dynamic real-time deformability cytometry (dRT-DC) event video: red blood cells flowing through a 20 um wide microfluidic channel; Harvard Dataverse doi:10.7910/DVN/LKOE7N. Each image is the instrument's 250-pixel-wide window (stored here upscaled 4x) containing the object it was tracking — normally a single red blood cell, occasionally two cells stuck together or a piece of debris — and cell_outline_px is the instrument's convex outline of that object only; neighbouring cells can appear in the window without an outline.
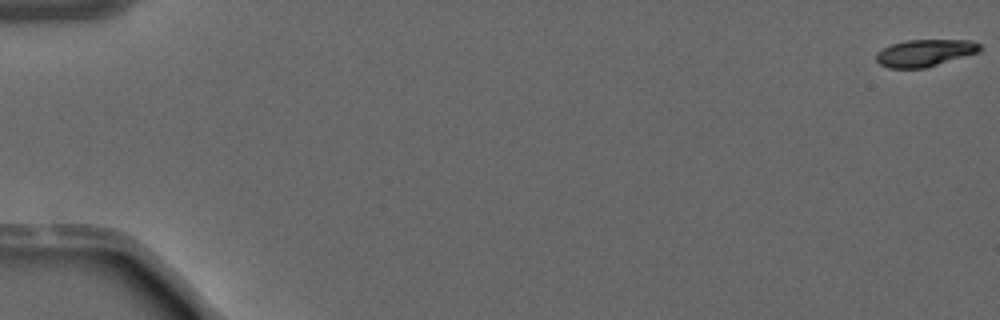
{"species": "common noctule bat (a hibernating species)", "species_latin": "Nyctalus noctula", "temperature_condition": "warm", "stored_images_in_passage": 52, "camera_frame_rate_fps": 3000, "um_per_image_px": 0.085, "animal": {"sex": "male", "forearm_length_mm": 52.5}, "frame": {"image": 1, "passage_image": 1, "time_ms": 0.0, "image_size_px": [1000, 320], "cell_outline_px": [[980, 52], [924, 68], [888, 68], [880, 64], [876, 60], [876, 52], [892, 44], [908, 40], [972, 40], [980, 44]], "centroid_in_image_um": [78.62, 4.5], "position_along_channel_um": 6.4, "area_um2": 16.24}}
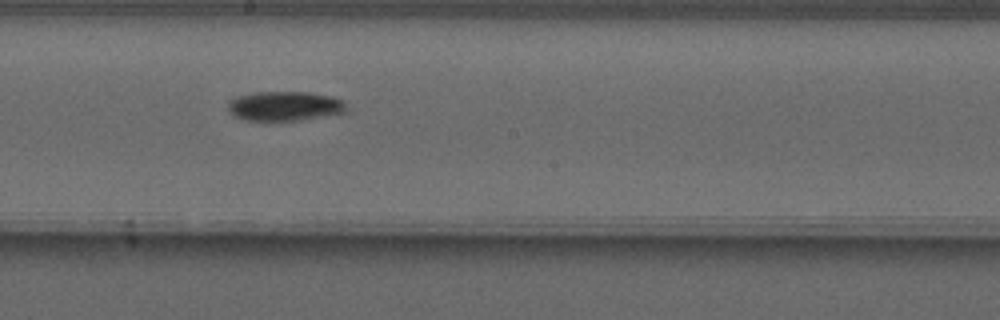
{"frame": {"image": 2, "passage_image": 30, "time_ms": 9.667, "image_size_px": [1000, 320], "cell_outline_px": [[348, 108], [344, 112], [324, 116], [300, 120], [244, 120], [236, 116], [228, 108], [228, 104], [236, 96], [256, 92], [308, 92], [332, 96], [344, 100]], "centroid_in_image_um": [24.25, 9.0], "position_along_channel_um": 224.0, "area_um2": 20.23}}
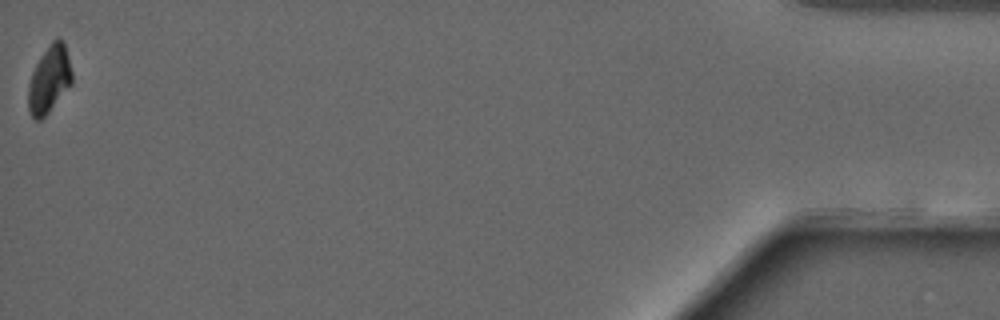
{"frame": {"image": 3, "passage_image": 52, "time_ms": 17.0, "image_size_px": [1000, 320], "cell_outline_px": [[72, 84], [48, 112], [40, 120], [36, 120], [28, 112], [28, 84], [32, 72], [40, 56], [52, 40], [60, 36], [64, 40], [72, 72]], "centroid_in_image_um": [4.19, 6.72], "position_along_channel_um": 431.0, "area_um2": 17.22}, "authors_computed_cell_mechanics": {"area_um2": 18.2648, "velocity_mm_per_s": 4.0922, "shape_relaxation_time_tau1_ms": 3.743, "shape_relaxation_time_tau2_ms": null, "deformation_change_tau1": 0.1381, "deformation_change_tau2": null}}